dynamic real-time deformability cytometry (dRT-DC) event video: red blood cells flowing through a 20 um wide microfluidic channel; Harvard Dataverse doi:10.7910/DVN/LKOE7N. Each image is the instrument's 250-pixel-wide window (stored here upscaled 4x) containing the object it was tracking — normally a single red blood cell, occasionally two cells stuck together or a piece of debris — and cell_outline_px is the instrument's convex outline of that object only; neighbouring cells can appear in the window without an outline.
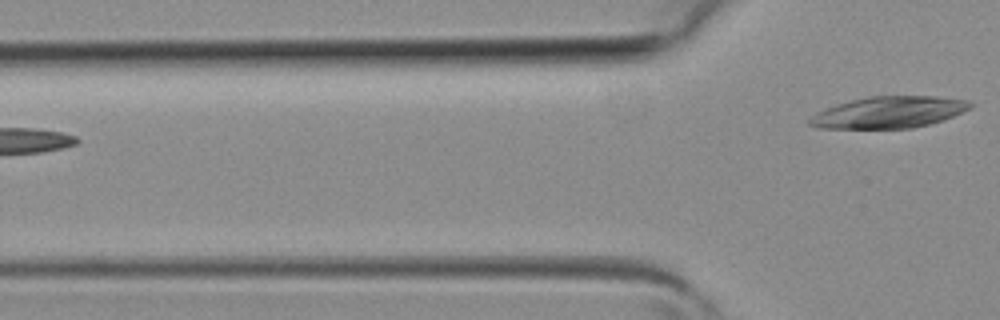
{"species": "common noctule bat (a hibernating species)", "species_latin": "Nyctalus noctula", "temperature_condition": "room temperature", "stored_images_in_passage": 3, "camera_frame_rate_fps": 3000, "um_per_image_px": 0.085, "animal": {"sex": "female", "body_mass_g": 19.3, "forearm_length_mm": 54.1}, "frame": {"image": 1, "passage_image": 3, "time_ms": 0.667, "image_size_px": [1000, 320], "cell_outline_px": [[972, 104], [968, 108], [944, 120], [912, 128], [820, 128], [808, 124], [808, 120], [816, 112], [836, 104], [852, 100], [872, 96], [932, 96], [968, 100]], "centroid_in_image_um": [75.52, 9.54], "position_along_channel_um": 50.3, "area_um2": 29.19}}